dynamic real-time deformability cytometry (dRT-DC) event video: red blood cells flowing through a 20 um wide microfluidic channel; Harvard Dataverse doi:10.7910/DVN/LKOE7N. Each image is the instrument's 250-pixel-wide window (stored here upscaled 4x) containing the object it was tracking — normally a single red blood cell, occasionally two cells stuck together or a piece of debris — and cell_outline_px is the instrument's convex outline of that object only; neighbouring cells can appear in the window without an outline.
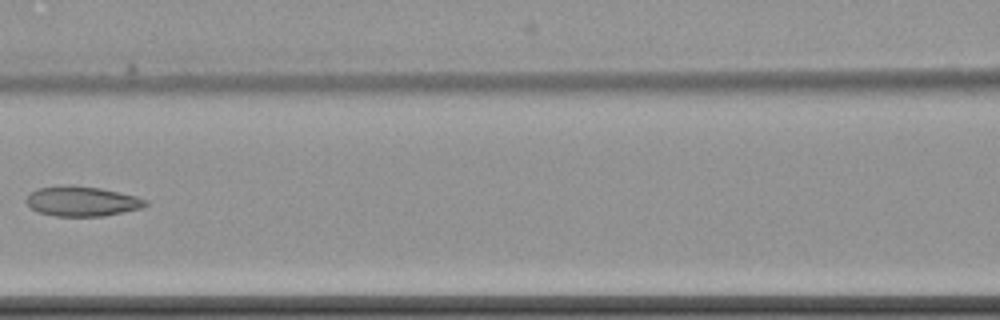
{"species": "common noctule bat (a hibernating species)", "species_latin": "Nyctalus noctula", "temperature_condition": "cold", "stored_images_in_passage": 5, "camera_frame_rate_fps": 3000, "um_per_image_px": 0.085, "animal": {"sex": "female", "body_mass_g": 22.7, "forearm_length_mm": 54.2}, "frame": {"image": 1, "passage_image": 3, "time_ms": 2.333, "image_size_px": [1000, 320], "cell_outline_px": [[148, 204], [140, 208], [104, 216], [56, 216], [40, 212], [32, 208], [24, 200], [32, 192], [40, 188], [60, 184], [72, 184], [100, 188], [136, 196], [148, 200]], "centroid_in_image_um": [6.97, 17.09], "position_along_channel_um": 159.6, "area_um2": 20.75}}
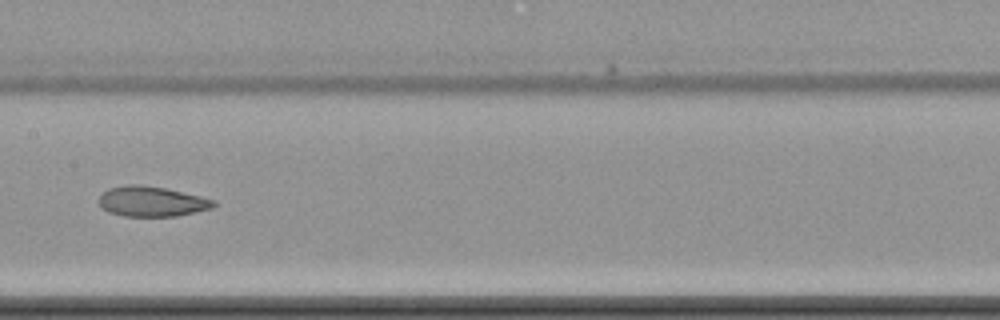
{"frame": {"image": 2, "passage_image": 4, "time_ms": 3.333, "image_size_px": [1000, 320], "cell_outline_px": [[216, 204], [212, 208], [176, 216], [120, 216], [108, 212], [100, 204], [100, 196], [108, 188], [128, 184], [140, 184], [164, 188], [200, 196], [216, 200]], "centroid_in_image_um": [12.9, 17.12], "position_along_channel_um": 194.5, "area_um2": 20.06}}
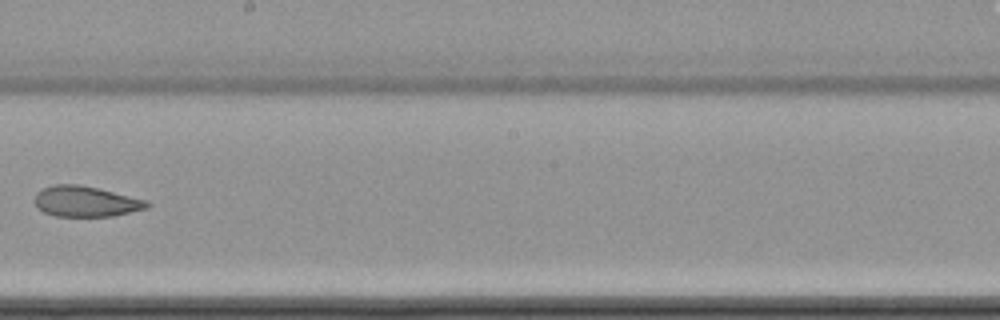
{"frame": {"image": 3, "passage_image": 5, "time_ms": 4.667, "image_size_px": [1000, 320], "cell_outline_px": [[152, 204], [148, 208], [112, 216], [56, 216], [44, 212], [36, 204], [36, 192], [40, 188], [56, 184], [80, 184], [148, 200]], "centroid_in_image_um": [7.32, 17.11], "position_along_channel_um": 240.9, "area_um2": 20.0}}